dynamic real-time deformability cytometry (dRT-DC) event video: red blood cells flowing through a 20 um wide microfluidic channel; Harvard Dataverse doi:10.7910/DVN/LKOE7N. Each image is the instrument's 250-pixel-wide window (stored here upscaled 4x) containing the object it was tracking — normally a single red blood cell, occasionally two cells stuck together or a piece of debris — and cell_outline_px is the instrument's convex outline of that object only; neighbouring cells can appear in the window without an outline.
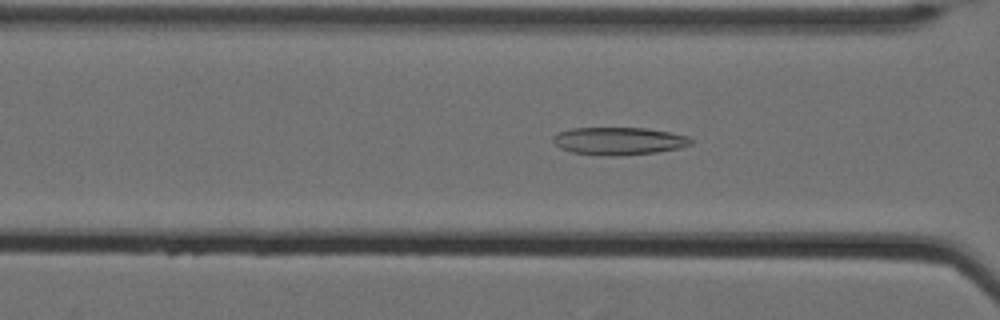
{"species": "Egyptian fruit bat (a non-hibernating species)", "species_latin": "Rousettus aegyptiacus", "temperature_condition": "cold", "stored_images_in_passage": 19, "camera_frame_rate_fps": 3000, "um_per_image_px": 0.085, "animal": {"sex": "female"}, "frame": {"image": 1, "passage_image": 16, "time_ms": 5.0, "image_size_px": [1000, 320], "cell_outline_px": [[692, 144], [680, 148], [656, 152], [620, 156], [604, 156], [572, 152], [560, 148], [552, 140], [552, 136], [560, 132], [572, 128], [644, 128], [668, 132], [688, 136], [692, 140]], "centroid_in_image_um": [52.59, 11.99], "position_along_channel_um": 114.0, "area_um2": 22.2}}